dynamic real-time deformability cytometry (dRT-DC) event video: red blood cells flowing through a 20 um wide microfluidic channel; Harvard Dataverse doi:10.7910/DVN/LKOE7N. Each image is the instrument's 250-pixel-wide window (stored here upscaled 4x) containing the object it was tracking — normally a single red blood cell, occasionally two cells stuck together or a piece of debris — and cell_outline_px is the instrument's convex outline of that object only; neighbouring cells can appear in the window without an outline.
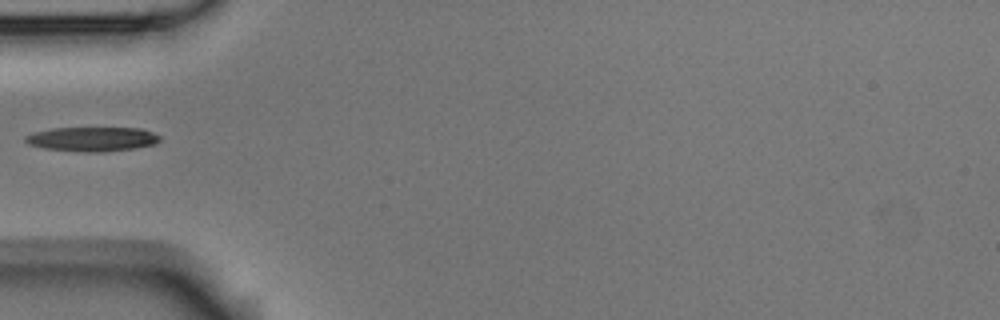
{"species": "Egyptian fruit bat (a non-hibernating species)", "species_latin": "Rousettus aegyptiacus", "temperature_condition": "room temperature", "stored_images_in_passage": 37, "camera_frame_rate_fps": 3000, "um_per_image_px": 0.085, "animal": {"sex": "male"}, "frame": {"image": 1, "passage_image": 1, "time_ms": 0.0, "image_size_px": [1000, 320], "cell_outline_px": [[160, 140], [156, 144], [132, 148], [104, 152], [84, 152], [44, 148], [28, 144], [24, 140], [24, 136], [36, 132], [52, 128], [140, 128], [152, 132], [160, 136]], "centroid_in_image_um": [7.84, 11.82], "position_along_channel_um": 77.2, "area_um2": 19.02}}
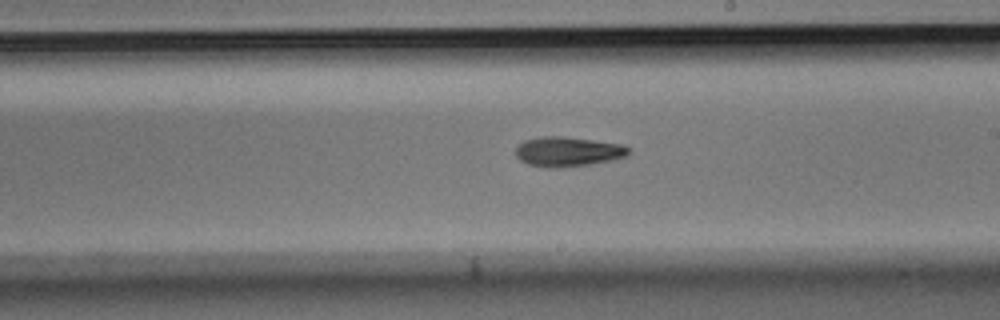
{"frame": {"image": 2, "passage_image": 14, "time_ms": 4.333, "image_size_px": [1000, 320], "cell_outline_px": [[632, 148], [628, 156], [612, 160], [588, 164], [560, 168], [552, 168], [528, 164], [520, 160], [516, 156], [516, 148], [524, 140], [544, 136], [560, 136], [624, 144]], "centroid_in_image_um": [48.31, 12.89], "position_along_channel_um": 240.7, "area_um2": 19.59}}
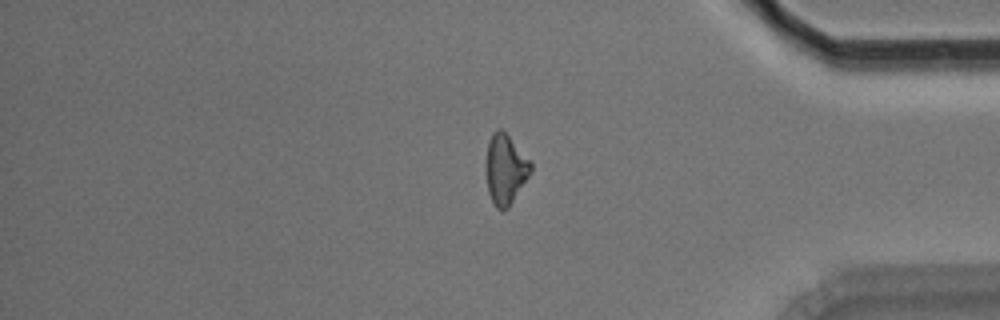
{"frame": {"image": 3, "passage_image": 28, "time_ms": 9.0, "image_size_px": [1000, 320], "cell_outline_px": [[532, 172], [508, 208], [496, 208], [488, 192], [484, 168], [484, 164], [488, 144], [492, 132], [496, 128], [500, 128], [508, 136], [532, 164]], "centroid_in_image_um": [42.92, 14.38], "position_along_channel_um": 392.3, "area_um2": 18.21}}